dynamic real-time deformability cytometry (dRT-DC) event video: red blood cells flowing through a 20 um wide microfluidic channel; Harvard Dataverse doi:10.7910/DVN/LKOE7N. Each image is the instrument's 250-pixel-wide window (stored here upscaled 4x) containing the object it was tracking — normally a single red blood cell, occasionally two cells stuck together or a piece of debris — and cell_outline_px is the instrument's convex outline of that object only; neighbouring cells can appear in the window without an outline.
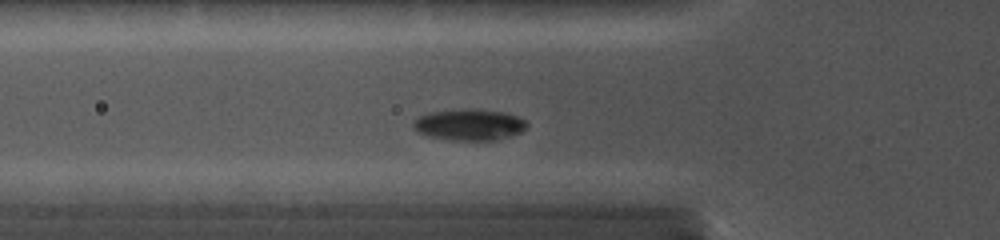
{"species": "common noctule bat (a hibernating species)", "species_latin": "Nyctalus noctula", "temperature_condition": "cold", "stored_images_in_passage": 22, "camera_frame_rate_fps": 5000, "um_per_image_px": 0.085, "animal": {"sex": "female", "body_mass_g": 19.0, "forearm_length_mm": 56.7}, "frame": {"image": 1, "passage_image": 2, "time_ms": 0.4, "image_size_px": [1000, 240], "cell_outline_px": [[528, 124], [520, 132], [512, 136], [496, 140], [444, 140], [424, 136], [416, 132], [412, 124], [420, 116], [432, 112], [500, 112], [516, 116], [524, 120]], "centroid_in_image_um": [39.85, 10.68], "position_along_channel_um": 86.0, "area_um2": 19.71}}
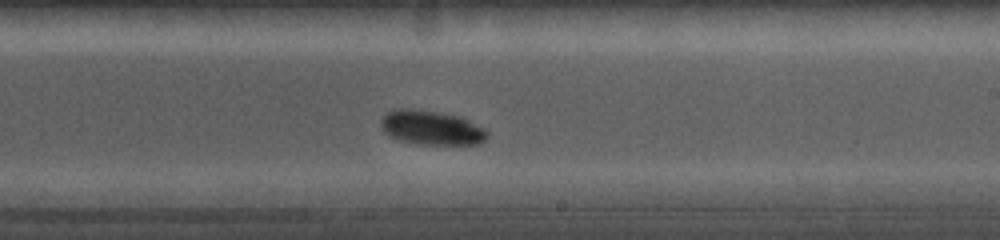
{"frame": {"image": 2, "passage_image": 12, "time_ms": 4.6, "image_size_px": [1000, 240], "cell_outline_px": [[488, 136], [480, 144], [416, 144], [400, 140], [388, 136], [384, 132], [380, 124], [380, 120], [388, 112], [396, 108], [408, 108], [436, 112], [460, 116], [484, 128], [488, 132]], "centroid_in_image_um": [36.65, 10.86], "position_along_channel_um": 252.4, "area_um2": 21.27}}
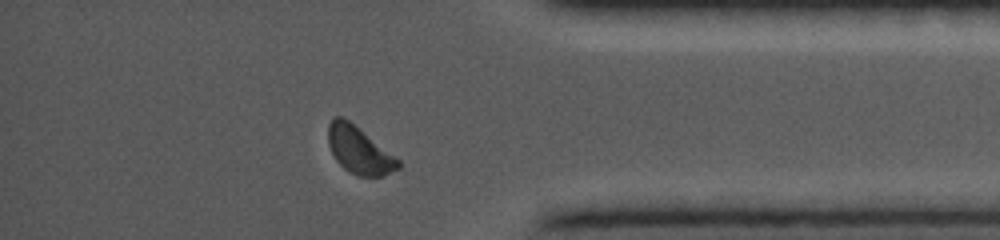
{"frame": {"image": 3, "passage_image": 20, "time_ms": 8.6, "image_size_px": [1000, 240], "cell_outline_px": [[400, 168], [384, 176], [360, 176], [344, 168], [336, 160], [328, 144], [328, 124], [332, 116], [340, 116], [348, 120], [400, 160]], "centroid_in_image_um": [30.52, 12.76], "position_along_channel_um": 404.7, "area_um2": 18.96}}